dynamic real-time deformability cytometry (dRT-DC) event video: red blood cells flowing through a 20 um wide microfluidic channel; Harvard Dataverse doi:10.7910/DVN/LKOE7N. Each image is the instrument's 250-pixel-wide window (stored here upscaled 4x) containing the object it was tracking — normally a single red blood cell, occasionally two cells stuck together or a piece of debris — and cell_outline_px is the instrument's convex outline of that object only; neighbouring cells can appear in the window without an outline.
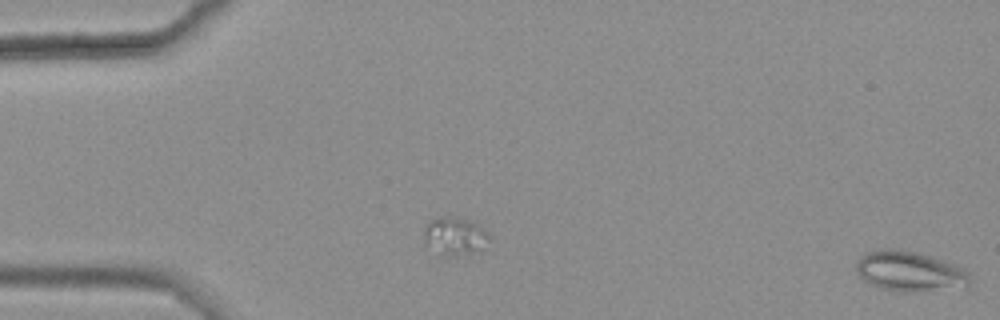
{"species": "common noctule bat (a hibernating species)", "species_latin": "Nyctalus noctula", "temperature_condition": "warm", "stored_images_in_passage": 2, "segment_of_instrument_passage": [2, 2], "camera_frame_rate_fps": 3000, "um_per_image_px": 0.085, "animal": {"sex": "female", "body_mass_g": 25.1}, "frame": {"image": 1, "passage_image": 2, "time_ms": 0.333, "image_size_px": [1000, 320], "cell_outline_px": [[972, 280], [968, 284], [912, 292], [900, 292], [880, 288], [864, 280], [856, 272], [856, 264], [860, 256], [864, 252], [876, 248], [896, 248], [916, 252], [956, 264], [964, 268], [968, 272]], "centroid_in_image_um": [77.24, 23.02], "position_along_channel_um": 7.8, "area_um2": 26.47}}